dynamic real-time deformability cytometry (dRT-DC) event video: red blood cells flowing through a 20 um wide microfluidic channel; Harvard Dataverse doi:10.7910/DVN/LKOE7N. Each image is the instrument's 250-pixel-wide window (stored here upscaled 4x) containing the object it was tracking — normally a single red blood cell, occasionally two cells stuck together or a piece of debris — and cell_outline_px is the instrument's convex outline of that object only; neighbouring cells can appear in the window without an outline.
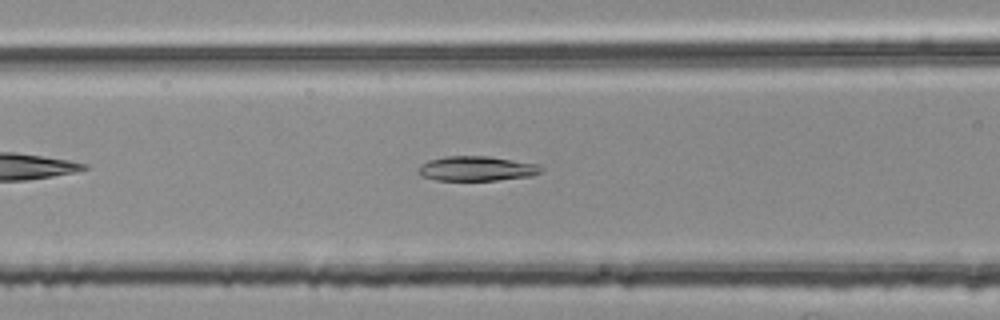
{"species": "common noctule bat (a hibernating species)", "species_latin": "Nyctalus noctula", "temperature_condition": "room temperature", "stored_images_in_passage": 38, "camera_frame_rate_fps": 3000, "um_per_image_px": 0.085, "animal": {"sex": "female", "body_mass_g": 25.1}, "frame": {"image": 1, "passage_image": 10, "time_ms": 3.0, "image_size_px": [1000, 320], "cell_outline_px": [[544, 168], [540, 172], [532, 176], [496, 180], [436, 180], [420, 176], [416, 172], [428, 160], [448, 156], [488, 156], [540, 164]], "centroid_in_image_um": [40.55, 14.33], "position_along_channel_um": 126.1, "area_um2": 17.69}}
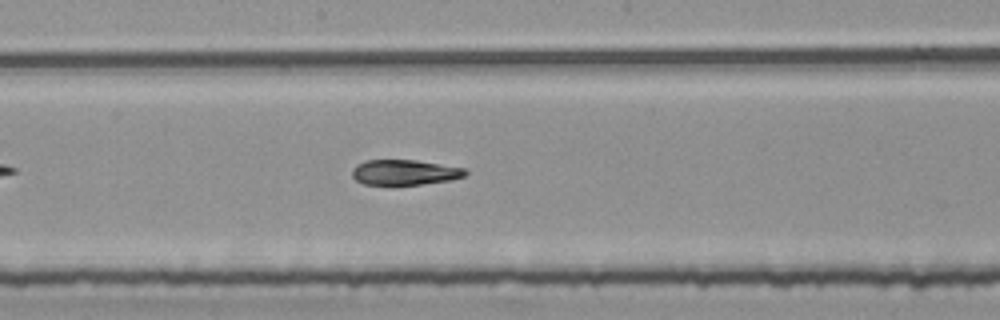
{"frame": {"image": 2, "passage_image": 17, "time_ms": 5.333, "image_size_px": [1000, 320], "cell_outline_px": [[468, 172], [464, 176], [452, 180], [424, 184], [364, 184], [356, 180], [352, 176], [352, 168], [356, 164], [364, 160], [416, 160], [464, 168]], "centroid_in_image_um": [34.38, 14.64], "position_along_channel_um": 213.8, "area_um2": 16.65}}
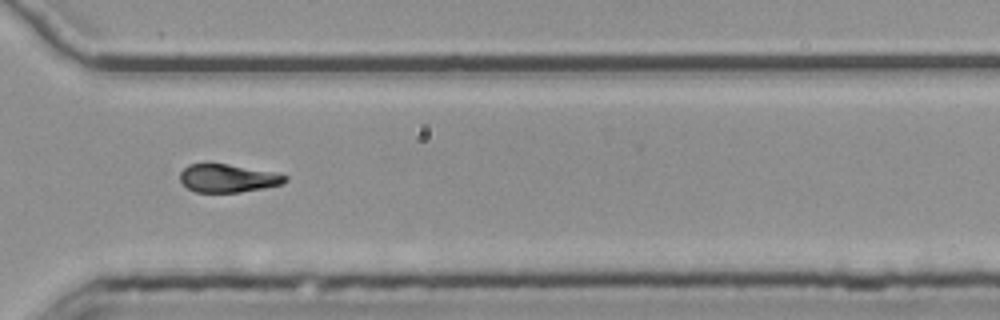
{"frame": {"image": 3, "passage_image": 28, "time_ms": 9.0, "image_size_px": [1000, 320], "cell_outline_px": [[288, 180], [284, 184], [264, 188], [240, 192], [196, 192], [188, 188], [180, 180], [180, 172], [188, 164], [228, 164], [280, 172], [288, 176]], "centroid_in_image_um": [19.45, 15.14], "position_along_channel_um": 351.1, "area_um2": 17.46}, "authors_computed_cell_mechanics": {"area_um2": 18.0625, "velocity_mm_per_s": 3.7483, "shape_relaxation_time_tau1_ms": 4.2149, "shape_relaxation_time_tau2_ms": 2.88, "deformation_change_tau1": 0.1637, "deformation_change_tau2": 0.0789}}